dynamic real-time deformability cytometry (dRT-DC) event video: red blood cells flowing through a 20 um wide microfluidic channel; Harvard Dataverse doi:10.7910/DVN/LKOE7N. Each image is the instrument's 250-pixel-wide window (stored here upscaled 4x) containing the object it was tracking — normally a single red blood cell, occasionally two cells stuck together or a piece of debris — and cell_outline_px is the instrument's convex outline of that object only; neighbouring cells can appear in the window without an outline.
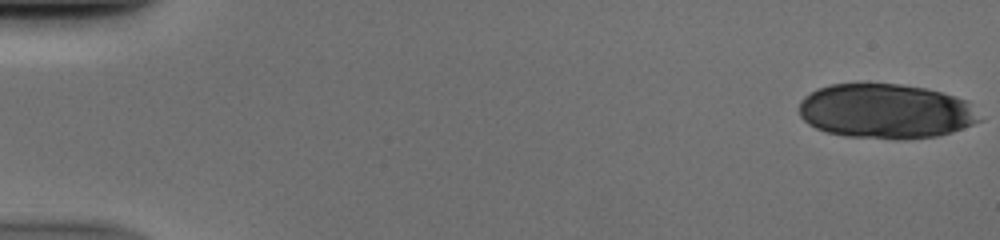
{"species": "human", "species_latin": "Homo sapiens", "temperature_condition": "cold", "stored_images_in_passage": 18, "camera_frame_rate_fps": 3000, "um_per_image_px": 0.085, "donor": {"sex": "male"}, "frame": {"image": 1, "passage_image": 1, "time_ms": 0.0, "image_size_px": [1000, 240], "cell_outline_px": [[984, 120], [952, 132], [936, 136], [904, 140], [896, 140], [844, 136], [828, 132], [816, 128], [808, 124], [800, 116], [800, 100], [804, 96], [816, 88], [832, 84], [900, 84], [928, 88], [956, 96], [968, 100]], "centroid_in_image_um": [75.32, 9.46], "position_along_channel_um": 9.7, "area_um2": 58.2}}